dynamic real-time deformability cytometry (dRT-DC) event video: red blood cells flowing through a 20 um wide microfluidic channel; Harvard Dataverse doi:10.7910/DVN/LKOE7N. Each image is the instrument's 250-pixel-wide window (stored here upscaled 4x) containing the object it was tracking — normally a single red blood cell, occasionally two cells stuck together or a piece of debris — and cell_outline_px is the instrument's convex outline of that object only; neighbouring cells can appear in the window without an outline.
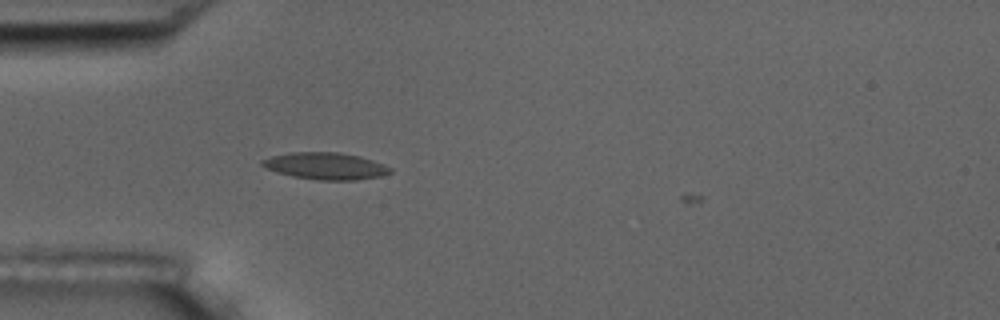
{"species": "common noctule bat (a hibernating species)", "species_latin": "Nyctalus noctula", "temperature_condition": "room temperature", "stored_images_in_passage": 2, "camera_frame_rate_fps": 3000, "um_per_image_px": 0.085, "animal": {"sex": "male", "body_mass_g": 17.5, "forearm_length_mm": 52.3}, "frame": {"image": 1, "passage_image": 1, "time_ms": 0.0, "image_size_px": [1000, 320], "cell_outline_px": [[392, 172], [380, 176], [356, 180], [320, 180], [292, 176], [276, 172], [260, 164], [260, 160], [272, 156], [288, 152], [340, 152], [360, 156], [372, 160], [392, 168]], "centroid_in_image_um": [27.66, 14.1], "position_along_channel_um": 57.3, "area_um2": 20.06}}